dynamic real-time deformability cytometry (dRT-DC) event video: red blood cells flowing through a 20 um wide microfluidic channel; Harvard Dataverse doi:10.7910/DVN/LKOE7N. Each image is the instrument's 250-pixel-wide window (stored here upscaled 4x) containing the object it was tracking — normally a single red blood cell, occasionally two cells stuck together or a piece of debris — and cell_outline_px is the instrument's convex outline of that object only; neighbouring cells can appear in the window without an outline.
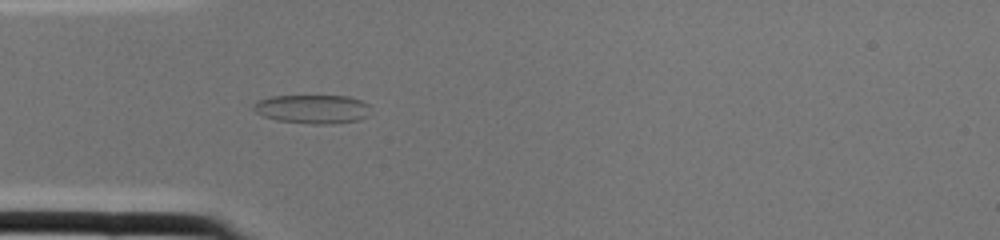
{"species": "common noctule bat (a hibernating species)", "species_latin": "Nyctalus noctula", "temperature_condition": "cold", "stored_images_in_passage": 2, "camera_frame_rate_fps": 3000, "um_per_image_px": 0.085, "animal": {"sex": "female", "body_mass_g": 22.0, "forearm_length_mm": 56.7}, "frame": {"image": 1, "passage_image": 2, "time_ms": 0.333, "image_size_px": [1000, 240], "cell_outline_px": [[368, 116], [360, 120], [332, 124], [312, 124], [276, 120], [264, 116], [256, 112], [252, 108], [252, 104], [256, 100], [272, 96], [348, 96], [360, 100], [368, 104]], "centroid_in_image_um": [26.54, 9.27], "position_along_channel_um": 58.5, "area_um2": 19.77}}